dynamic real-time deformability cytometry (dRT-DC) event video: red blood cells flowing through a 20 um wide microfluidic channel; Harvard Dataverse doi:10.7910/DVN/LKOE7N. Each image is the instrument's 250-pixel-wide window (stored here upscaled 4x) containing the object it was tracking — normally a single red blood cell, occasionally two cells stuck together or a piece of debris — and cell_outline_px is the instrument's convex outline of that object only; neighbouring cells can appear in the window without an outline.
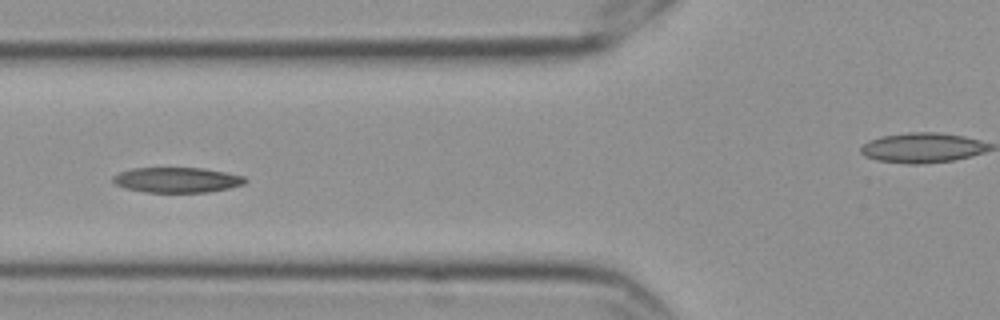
{"species": "Egyptian fruit bat (a non-hibernating species)", "species_latin": "Rousettus aegyptiacus", "temperature_condition": "cold", "stored_images_in_passage": 10, "segment_of_instrument_passage": [1, 2], "camera_frame_rate_fps": 3000, "um_per_image_px": 0.085, "frame": {"image": 1, "passage_image": 4, "time_ms": 1.0, "image_size_px": [1000, 320], "cell_outline_px": [[248, 180], [244, 184], [228, 188], [208, 192], [144, 192], [124, 188], [116, 184], [112, 180], [112, 176], [120, 172], [132, 168], [204, 168], [244, 176]], "centroid_in_image_um": [15.03, 15.29], "position_along_channel_um": 110.8, "area_um2": 19.42}}
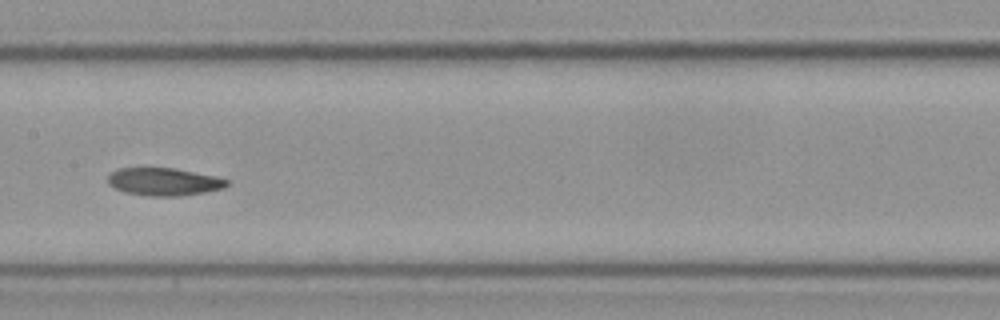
{"frame": {"image": 2, "passage_image": 6, "time_ms": 1.667, "image_size_px": [1000, 320], "cell_outline_px": [[228, 184], [224, 188], [204, 192], [180, 196], [148, 196], [124, 192], [108, 184], [108, 176], [112, 172], [120, 168], [172, 168], [212, 176], [228, 180]], "centroid_in_image_um": [13.9, 15.46], "position_along_channel_um": 193.5, "area_um2": 18.9}}
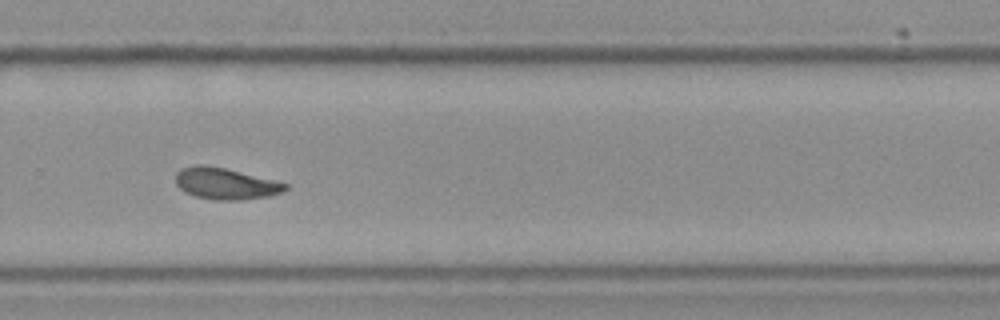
{"frame": {"image": 3, "passage_image": 9, "time_ms": 2.667, "image_size_px": [1000, 320], "cell_outline_px": [[288, 188], [284, 192], [268, 196], [240, 200], [216, 200], [196, 196], [180, 188], [176, 184], [176, 172], [180, 168], [200, 164], [224, 168], [288, 184]], "centroid_in_image_um": [19.16, 15.61], "position_along_channel_um": 310.6, "area_um2": 19.77}}